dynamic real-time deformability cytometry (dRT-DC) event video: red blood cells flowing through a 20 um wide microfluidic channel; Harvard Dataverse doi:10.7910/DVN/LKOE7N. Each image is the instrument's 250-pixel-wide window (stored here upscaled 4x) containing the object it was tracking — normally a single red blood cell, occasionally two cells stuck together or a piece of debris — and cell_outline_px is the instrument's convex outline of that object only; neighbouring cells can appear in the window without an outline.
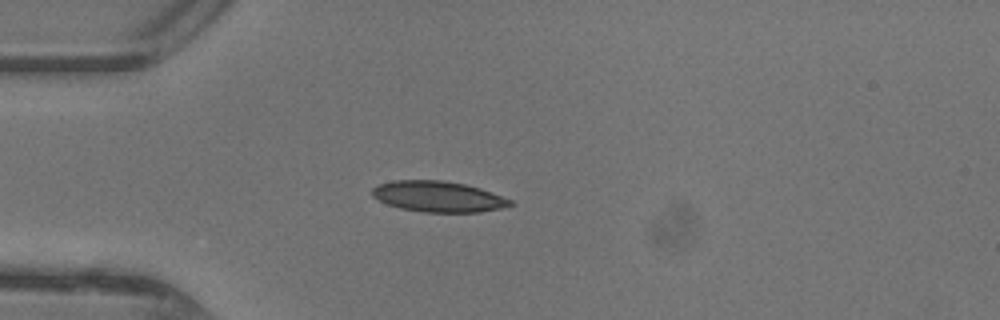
{"species": "common noctule bat (a hibernating species)", "species_latin": "Nyctalus noctula", "temperature_condition": "warm", "stored_images_in_passage": 35, "camera_frame_rate_fps": 3000, "um_per_image_px": 0.085, "animal": {"sex": "female"}, "frame": {"image": 1, "passage_image": 1, "time_ms": 0.0, "image_size_px": [1000, 320], "cell_outline_px": [[516, 204], [500, 208], [480, 212], [424, 212], [400, 208], [388, 204], [372, 196], [372, 188], [380, 184], [392, 180], [440, 180], [464, 184], [480, 188], [512, 200]], "centroid_in_image_um": [37.25, 16.71], "position_along_channel_um": 47.7, "area_um2": 24.62}}
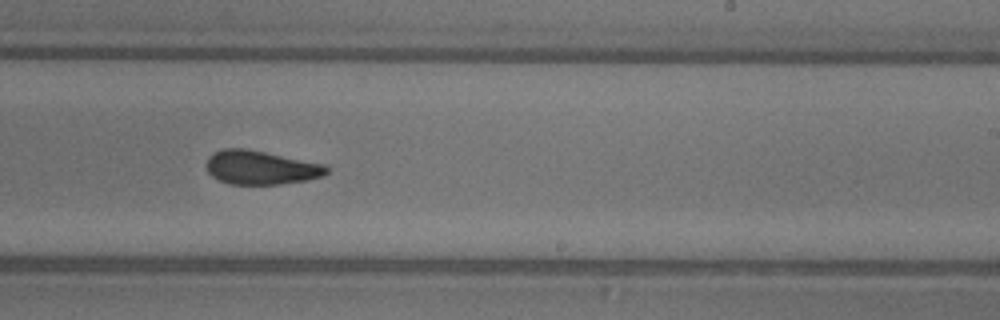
{"frame": {"image": 2, "passage_image": 17, "time_ms": 5.333, "image_size_px": [1000, 320], "cell_outline_px": [[328, 172], [324, 176], [308, 180], [280, 184], [228, 184], [212, 176], [208, 172], [204, 164], [208, 156], [212, 152], [224, 148], [244, 148], [324, 164], [328, 168]], "centroid_in_image_um": [22.12, 14.24], "position_along_channel_um": 266.9, "area_um2": 23.81}}
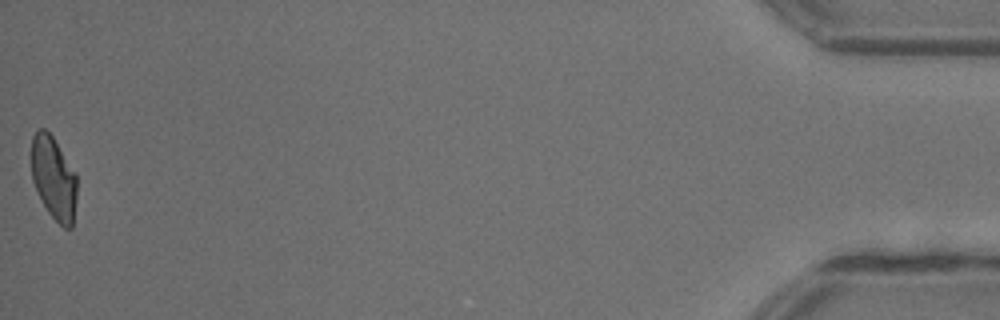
{"frame": {"image": 3, "passage_image": 35, "time_ms": 11.333, "image_size_px": [1000, 320], "cell_outline_px": [[76, 200], [72, 228], [64, 228], [48, 212], [32, 180], [32, 136], [36, 128], [44, 128], [52, 136], [76, 176]], "centroid_in_image_um": [4.55, 15.13], "position_along_channel_um": 430.6, "area_um2": 21.56}, "authors_computed_cell_mechanics": {"area_um2": 23.8136, "velocity_mm_per_s": 4.4229, "shape_relaxation_time_tau1_ms": 4.5679, "shape_relaxation_time_tau2_ms": 3.0339, "deformation_change_tau1": 0.1491, "deformation_change_tau2": 0.1133}}